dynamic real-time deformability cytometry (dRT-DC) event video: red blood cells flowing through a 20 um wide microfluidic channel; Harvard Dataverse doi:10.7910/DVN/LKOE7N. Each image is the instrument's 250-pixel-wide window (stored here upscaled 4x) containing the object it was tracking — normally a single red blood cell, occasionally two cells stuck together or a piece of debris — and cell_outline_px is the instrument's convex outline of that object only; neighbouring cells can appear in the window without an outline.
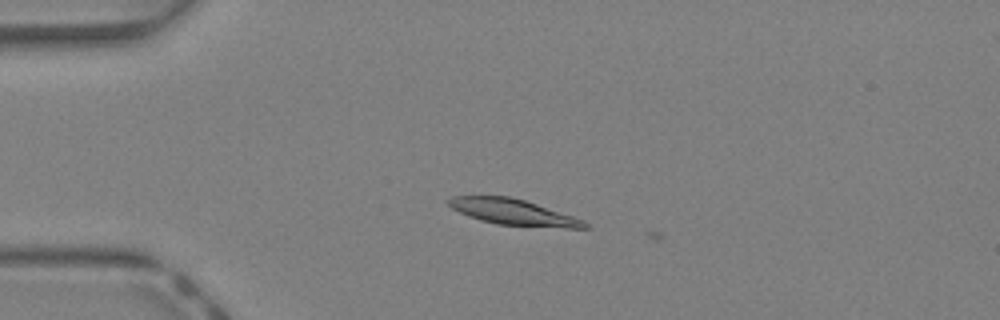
{"species": "Egyptian fruit bat (a non-hibernating species)", "species_latin": "Rousettus aegyptiacus", "temperature_condition": "warm", "stored_images_in_passage": 2, "camera_frame_rate_fps": 3000, "um_per_image_px": 0.085, "animal": {"sex": "female"}, "frame": {"image": 1, "passage_image": 1, "time_ms": 0.0, "image_size_px": [1000, 320], "cell_outline_px": [[588, 228], [568, 228], [496, 224], [480, 220], [468, 216], [452, 208], [444, 200], [452, 196], [508, 196], [524, 200], [584, 220], [588, 224]], "centroid_in_image_um": [43.58, 18.02], "position_along_channel_um": 41.4, "area_um2": 20.29}}